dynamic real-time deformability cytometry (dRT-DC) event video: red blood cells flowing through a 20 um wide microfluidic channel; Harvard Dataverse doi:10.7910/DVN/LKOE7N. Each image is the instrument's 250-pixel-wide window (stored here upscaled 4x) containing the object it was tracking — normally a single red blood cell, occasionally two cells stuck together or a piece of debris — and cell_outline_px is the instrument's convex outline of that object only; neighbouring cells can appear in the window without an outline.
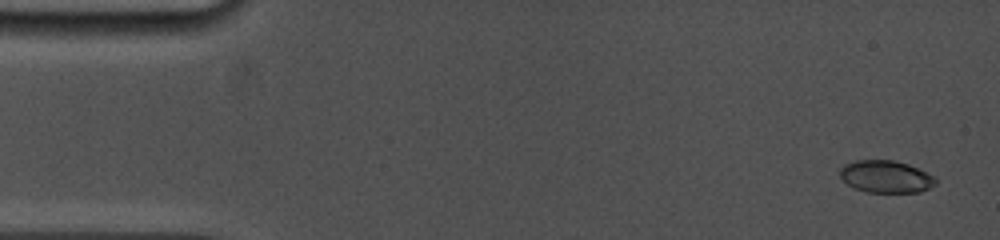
{"species": "common noctule bat (a hibernating species)", "species_latin": "Nyctalus noctula", "temperature_condition": "cold", "stored_images_in_passage": 6, "camera_frame_rate_fps": 5000, "um_per_image_px": 0.085, "animal": {"sex": "female", "body_mass_g": 19.0, "forearm_length_mm": 53.3}, "frame": {"image": 1, "passage_image": 1, "time_ms": 0.0, "image_size_px": [1000, 240], "cell_outline_px": [[936, 184], [920, 192], [868, 192], [852, 188], [840, 176], [840, 168], [844, 164], [856, 160], [892, 160], [908, 164], [936, 176]], "centroid_in_image_um": [75.3, 15.01], "position_along_channel_um": 9.7, "area_um2": 18.03}}
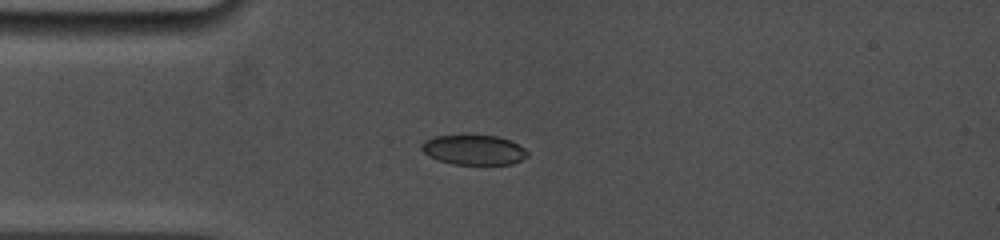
{"frame": {"image": 2, "passage_image": 5, "time_ms": 3.6, "image_size_px": [1000, 240], "cell_outline_px": [[528, 156], [512, 164], [452, 164], [428, 156], [420, 148], [420, 144], [424, 140], [436, 136], [496, 136], [512, 140], [524, 148], [528, 152]], "centroid_in_image_um": [40.27, 12.74], "position_along_channel_um": 44.7, "area_um2": 18.32}}